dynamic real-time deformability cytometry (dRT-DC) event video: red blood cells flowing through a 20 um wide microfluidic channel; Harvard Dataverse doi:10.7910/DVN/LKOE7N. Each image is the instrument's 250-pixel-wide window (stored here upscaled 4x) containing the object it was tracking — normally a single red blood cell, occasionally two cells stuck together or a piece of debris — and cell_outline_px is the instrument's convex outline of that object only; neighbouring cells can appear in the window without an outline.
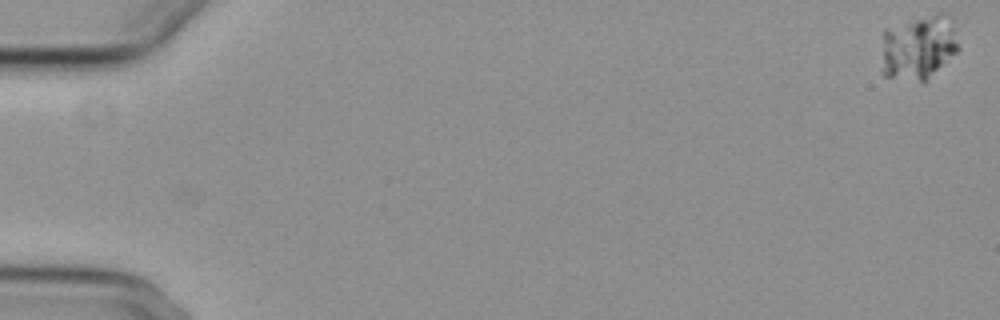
{"species": "common noctule bat (a hibernating species)", "species_latin": "Nyctalus noctula", "temperature_condition": "cold", "stored_images_in_passage": 59, "camera_frame_rate_fps": 3000, "um_per_image_px": 0.085, "animal": {"sex": "female", "body_mass_g": 29.2, "forearm_length_mm": 56.3}, "frame": {"image": 1, "passage_image": 1, "time_ms": 0.0, "image_size_px": [1000, 320], "cell_outline_px": [[960, 48], [928, 80], [920, 80], [884, 76], [880, 72], [880, 68], [884, 28], [912, 16], [936, 12], [948, 12], [952, 16]], "centroid_in_image_um": [78.08, 3.92], "position_along_channel_um": 6.9, "area_um2": 30.29}}
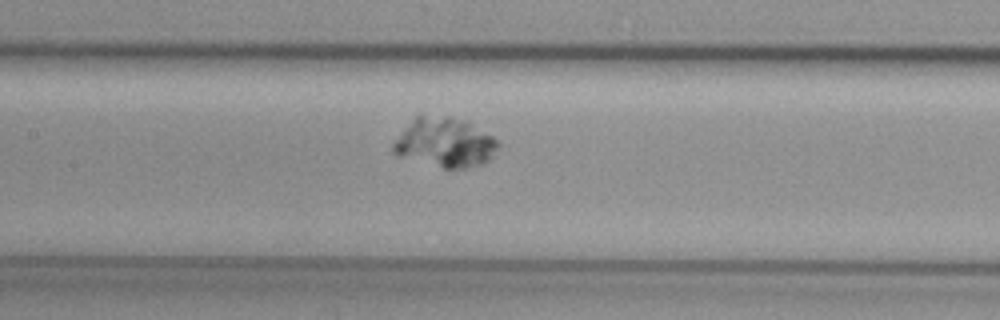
{"frame": {"image": 2, "passage_image": 30, "time_ms": 9.667, "image_size_px": [1000, 320], "cell_outline_px": [[500, 144], [492, 156], [484, 164], [464, 168], [444, 168], [396, 156], [392, 152], [392, 144], [412, 120], [420, 112], [448, 116], [468, 120], [492, 136]], "centroid_in_image_um": [37.8, 12.08], "position_along_channel_um": 169.6, "area_um2": 30.63}}
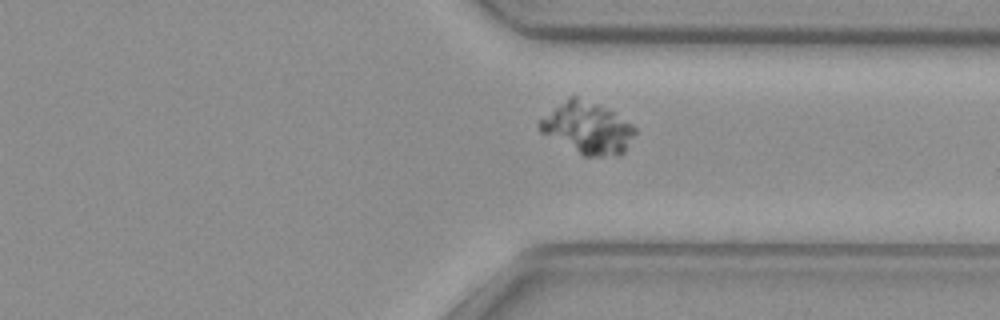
{"frame": {"image": 3, "passage_image": 46, "time_ms": 15.0, "image_size_px": [1000, 320], "cell_outline_px": [[636, 132], [624, 152], [620, 156], [584, 156], [540, 132], [536, 124], [540, 120], [568, 96], [576, 96], [596, 104], [612, 112], [632, 124], [636, 128]], "centroid_in_image_um": [49.93, 10.9], "position_along_channel_um": 361.5, "area_um2": 28.26}}